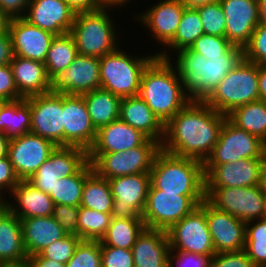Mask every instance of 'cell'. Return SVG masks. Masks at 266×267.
<instances>
[{
    "label": "cell",
    "mask_w": 266,
    "mask_h": 267,
    "mask_svg": "<svg viewBox=\"0 0 266 267\" xmlns=\"http://www.w3.org/2000/svg\"><path fill=\"white\" fill-rule=\"evenodd\" d=\"M171 251L212 258L216 252L206 221V199L167 231Z\"/></svg>",
    "instance_id": "30bf717a"
},
{
    "label": "cell",
    "mask_w": 266,
    "mask_h": 267,
    "mask_svg": "<svg viewBox=\"0 0 266 267\" xmlns=\"http://www.w3.org/2000/svg\"><path fill=\"white\" fill-rule=\"evenodd\" d=\"M116 7L104 5L95 11L75 14L70 34L74 38L79 55L100 58L122 45H119L116 23L110 15L111 9L115 10Z\"/></svg>",
    "instance_id": "5b68a950"
},
{
    "label": "cell",
    "mask_w": 266,
    "mask_h": 267,
    "mask_svg": "<svg viewBox=\"0 0 266 267\" xmlns=\"http://www.w3.org/2000/svg\"><path fill=\"white\" fill-rule=\"evenodd\" d=\"M186 7L179 0H161L137 15L135 21L143 23L154 41L165 47L177 32L181 16Z\"/></svg>",
    "instance_id": "7402d4cb"
},
{
    "label": "cell",
    "mask_w": 266,
    "mask_h": 267,
    "mask_svg": "<svg viewBox=\"0 0 266 267\" xmlns=\"http://www.w3.org/2000/svg\"><path fill=\"white\" fill-rule=\"evenodd\" d=\"M204 200L205 195L164 193L150 184L146 206L141 217L146 228L167 231Z\"/></svg>",
    "instance_id": "9c48e42d"
},
{
    "label": "cell",
    "mask_w": 266,
    "mask_h": 267,
    "mask_svg": "<svg viewBox=\"0 0 266 267\" xmlns=\"http://www.w3.org/2000/svg\"><path fill=\"white\" fill-rule=\"evenodd\" d=\"M10 137L5 133L0 132V158L8 156V146Z\"/></svg>",
    "instance_id": "94428289"
},
{
    "label": "cell",
    "mask_w": 266,
    "mask_h": 267,
    "mask_svg": "<svg viewBox=\"0 0 266 267\" xmlns=\"http://www.w3.org/2000/svg\"><path fill=\"white\" fill-rule=\"evenodd\" d=\"M186 8H198L219 0H179Z\"/></svg>",
    "instance_id": "91938a15"
},
{
    "label": "cell",
    "mask_w": 266,
    "mask_h": 267,
    "mask_svg": "<svg viewBox=\"0 0 266 267\" xmlns=\"http://www.w3.org/2000/svg\"><path fill=\"white\" fill-rule=\"evenodd\" d=\"M266 158H242L215 167H204L205 188L252 187L260 185Z\"/></svg>",
    "instance_id": "e0dca14e"
},
{
    "label": "cell",
    "mask_w": 266,
    "mask_h": 267,
    "mask_svg": "<svg viewBox=\"0 0 266 267\" xmlns=\"http://www.w3.org/2000/svg\"><path fill=\"white\" fill-rule=\"evenodd\" d=\"M87 161L88 153L85 149L57 146L28 181L44 193L50 194L59 178L75 174Z\"/></svg>",
    "instance_id": "9a60e30c"
},
{
    "label": "cell",
    "mask_w": 266,
    "mask_h": 267,
    "mask_svg": "<svg viewBox=\"0 0 266 267\" xmlns=\"http://www.w3.org/2000/svg\"><path fill=\"white\" fill-rule=\"evenodd\" d=\"M64 146H77L87 152L95 142L93 126L83 96L63 94Z\"/></svg>",
    "instance_id": "d6986e66"
},
{
    "label": "cell",
    "mask_w": 266,
    "mask_h": 267,
    "mask_svg": "<svg viewBox=\"0 0 266 267\" xmlns=\"http://www.w3.org/2000/svg\"><path fill=\"white\" fill-rule=\"evenodd\" d=\"M31 111L25 98L6 101L0 109V132L10 138L30 132Z\"/></svg>",
    "instance_id": "e575fe53"
},
{
    "label": "cell",
    "mask_w": 266,
    "mask_h": 267,
    "mask_svg": "<svg viewBox=\"0 0 266 267\" xmlns=\"http://www.w3.org/2000/svg\"><path fill=\"white\" fill-rule=\"evenodd\" d=\"M7 267H32L29 262H25L22 264H13V265H7Z\"/></svg>",
    "instance_id": "003e7915"
},
{
    "label": "cell",
    "mask_w": 266,
    "mask_h": 267,
    "mask_svg": "<svg viewBox=\"0 0 266 267\" xmlns=\"http://www.w3.org/2000/svg\"><path fill=\"white\" fill-rule=\"evenodd\" d=\"M19 182L20 179L16 175L9 157L0 158V195L6 198L3 194L6 192L10 194Z\"/></svg>",
    "instance_id": "f5cc1de1"
},
{
    "label": "cell",
    "mask_w": 266,
    "mask_h": 267,
    "mask_svg": "<svg viewBox=\"0 0 266 267\" xmlns=\"http://www.w3.org/2000/svg\"><path fill=\"white\" fill-rule=\"evenodd\" d=\"M242 158H266V144L226 118L218 141L203 163V167H215L226 162L234 163Z\"/></svg>",
    "instance_id": "8fae6325"
},
{
    "label": "cell",
    "mask_w": 266,
    "mask_h": 267,
    "mask_svg": "<svg viewBox=\"0 0 266 267\" xmlns=\"http://www.w3.org/2000/svg\"><path fill=\"white\" fill-rule=\"evenodd\" d=\"M258 71V64L243 58L203 101L227 116L237 107L259 100Z\"/></svg>",
    "instance_id": "8992f818"
},
{
    "label": "cell",
    "mask_w": 266,
    "mask_h": 267,
    "mask_svg": "<svg viewBox=\"0 0 266 267\" xmlns=\"http://www.w3.org/2000/svg\"><path fill=\"white\" fill-rule=\"evenodd\" d=\"M233 46L226 37L203 34L190 48L210 60L226 54Z\"/></svg>",
    "instance_id": "f6af8a7d"
},
{
    "label": "cell",
    "mask_w": 266,
    "mask_h": 267,
    "mask_svg": "<svg viewBox=\"0 0 266 267\" xmlns=\"http://www.w3.org/2000/svg\"><path fill=\"white\" fill-rule=\"evenodd\" d=\"M67 3L76 13L95 11L104 6L101 0H63Z\"/></svg>",
    "instance_id": "9f6ffc18"
},
{
    "label": "cell",
    "mask_w": 266,
    "mask_h": 267,
    "mask_svg": "<svg viewBox=\"0 0 266 267\" xmlns=\"http://www.w3.org/2000/svg\"><path fill=\"white\" fill-rule=\"evenodd\" d=\"M175 54L174 66L185 94L191 100L203 101L244 58V48L234 45L226 54L210 60L191 48Z\"/></svg>",
    "instance_id": "7a4b0ae2"
},
{
    "label": "cell",
    "mask_w": 266,
    "mask_h": 267,
    "mask_svg": "<svg viewBox=\"0 0 266 267\" xmlns=\"http://www.w3.org/2000/svg\"><path fill=\"white\" fill-rule=\"evenodd\" d=\"M260 187L264 194H266V162L263 165L261 172Z\"/></svg>",
    "instance_id": "03108f58"
},
{
    "label": "cell",
    "mask_w": 266,
    "mask_h": 267,
    "mask_svg": "<svg viewBox=\"0 0 266 267\" xmlns=\"http://www.w3.org/2000/svg\"><path fill=\"white\" fill-rule=\"evenodd\" d=\"M56 147L50 140L31 132L10 138L8 157L20 181L28 180Z\"/></svg>",
    "instance_id": "2e32d148"
},
{
    "label": "cell",
    "mask_w": 266,
    "mask_h": 267,
    "mask_svg": "<svg viewBox=\"0 0 266 267\" xmlns=\"http://www.w3.org/2000/svg\"><path fill=\"white\" fill-rule=\"evenodd\" d=\"M111 218V213H102L79 206L78 237L82 240H101L109 227Z\"/></svg>",
    "instance_id": "ab89813d"
},
{
    "label": "cell",
    "mask_w": 266,
    "mask_h": 267,
    "mask_svg": "<svg viewBox=\"0 0 266 267\" xmlns=\"http://www.w3.org/2000/svg\"><path fill=\"white\" fill-rule=\"evenodd\" d=\"M161 150V144L153 139H147L141 146L124 152L88 153L93 171L104 179L150 173L156 154Z\"/></svg>",
    "instance_id": "ba28073f"
},
{
    "label": "cell",
    "mask_w": 266,
    "mask_h": 267,
    "mask_svg": "<svg viewBox=\"0 0 266 267\" xmlns=\"http://www.w3.org/2000/svg\"><path fill=\"white\" fill-rule=\"evenodd\" d=\"M0 97L6 101L23 98L17 90L10 64L0 66Z\"/></svg>",
    "instance_id": "816d5d0a"
},
{
    "label": "cell",
    "mask_w": 266,
    "mask_h": 267,
    "mask_svg": "<svg viewBox=\"0 0 266 267\" xmlns=\"http://www.w3.org/2000/svg\"><path fill=\"white\" fill-rule=\"evenodd\" d=\"M79 207L54 205L52 217L61 225L67 234L78 236Z\"/></svg>",
    "instance_id": "c3c4849f"
},
{
    "label": "cell",
    "mask_w": 266,
    "mask_h": 267,
    "mask_svg": "<svg viewBox=\"0 0 266 267\" xmlns=\"http://www.w3.org/2000/svg\"><path fill=\"white\" fill-rule=\"evenodd\" d=\"M203 34L204 30L198 10L195 8H185L174 38L163 48V50L160 49L156 53V56L163 59H171L170 56L172 55V51L175 54L182 49L190 48ZM165 48L167 49L164 51ZM169 49H172L171 52Z\"/></svg>",
    "instance_id": "d6a6232c"
},
{
    "label": "cell",
    "mask_w": 266,
    "mask_h": 267,
    "mask_svg": "<svg viewBox=\"0 0 266 267\" xmlns=\"http://www.w3.org/2000/svg\"><path fill=\"white\" fill-rule=\"evenodd\" d=\"M77 55V47L70 33L56 35L44 62L48 78L53 81L68 68Z\"/></svg>",
    "instance_id": "8d00e7d4"
},
{
    "label": "cell",
    "mask_w": 266,
    "mask_h": 267,
    "mask_svg": "<svg viewBox=\"0 0 266 267\" xmlns=\"http://www.w3.org/2000/svg\"><path fill=\"white\" fill-rule=\"evenodd\" d=\"M28 262L21 220L6 206L0 210V266Z\"/></svg>",
    "instance_id": "f1b7e54d"
},
{
    "label": "cell",
    "mask_w": 266,
    "mask_h": 267,
    "mask_svg": "<svg viewBox=\"0 0 266 267\" xmlns=\"http://www.w3.org/2000/svg\"><path fill=\"white\" fill-rule=\"evenodd\" d=\"M30 0H0V9L11 19L24 17Z\"/></svg>",
    "instance_id": "db71d44e"
},
{
    "label": "cell",
    "mask_w": 266,
    "mask_h": 267,
    "mask_svg": "<svg viewBox=\"0 0 266 267\" xmlns=\"http://www.w3.org/2000/svg\"><path fill=\"white\" fill-rule=\"evenodd\" d=\"M82 96L96 130L119 119L123 98L101 88Z\"/></svg>",
    "instance_id": "1f68e13d"
},
{
    "label": "cell",
    "mask_w": 266,
    "mask_h": 267,
    "mask_svg": "<svg viewBox=\"0 0 266 267\" xmlns=\"http://www.w3.org/2000/svg\"><path fill=\"white\" fill-rule=\"evenodd\" d=\"M258 18L259 24H266V0L258 2Z\"/></svg>",
    "instance_id": "be15d7a7"
},
{
    "label": "cell",
    "mask_w": 266,
    "mask_h": 267,
    "mask_svg": "<svg viewBox=\"0 0 266 267\" xmlns=\"http://www.w3.org/2000/svg\"><path fill=\"white\" fill-rule=\"evenodd\" d=\"M5 206V198L0 195V210Z\"/></svg>",
    "instance_id": "89a4df30"
},
{
    "label": "cell",
    "mask_w": 266,
    "mask_h": 267,
    "mask_svg": "<svg viewBox=\"0 0 266 267\" xmlns=\"http://www.w3.org/2000/svg\"><path fill=\"white\" fill-rule=\"evenodd\" d=\"M14 55L45 62L50 44L56 36L30 24L23 17L12 18L9 25Z\"/></svg>",
    "instance_id": "603a6c76"
},
{
    "label": "cell",
    "mask_w": 266,
    "mask_h": 267,
    "mask_svg": "<svg viewBox=\"0 0 266 267\" xmlns=\"http://www.w3.org/2000/svg\"><path fill=\"white\" fill-rule=\"evenodd\" d=\"M76 12L63 0H30L23 17L54 35L70 33Z\"/></svg>",
    "instance_id": "cb8c5ba5"
},
{
    "label": "cell",
    "mask_w": 266,
    "mask_h": 267,
    "mask_svg": "<svg viewBox=\"0 0 266 267\" xmlns=\"http://www.w3.org/2000/svg\"><path fill=\"white\" fill-rule=\"evenodd\" d=\"M66 267H102L100 240H81Z\"/></svg>",
    "instance_id": "b9f144b4"
},
{
    "label": "cell",
    "mask_w": 266,
    "mask_h": 267,
    "mask_svg": "<svg viewBox=\"0 0 266 267\" xmlns=\"http://www.w3.org/2000/svg\"><path fill=\"white\" fill-rule=\"evenodd\" d=\"M225 16V37L244 48L259 25L258 3L252 0H219Z\"/></svg>",
    "instance_id": "44dd1931"
},
{
    "label": "cell",
    "mask_w": 266,
    "mask_h": 267,
    "mask_svg": "<svg viewBox=\"0 0 266 267\" xmlns=\"http://www.w3.org/2000/svg\"><path fill=\"white\" fill-rule=\"evenodd\" d=\"M108 181L113 196L111 216L124 219L142 218L150 187V174L125 175Z\"/></svg>",
    "instance_id": "5bb4252c"
},
{
    "label": "cell",
    "mask_w": 266,
    "mask_h": 267,
    "mask_svg": "<svg viewBox=\"0 0 266 267\" xmlns=\"http://www.w3.org/2000/svg\"><path fill=\"white\" fill-rule=\"evenodd\" d=\"M120 47L99 58L100 88L121 98L139 95L142 72L156 52L131 56Z\"/></svg>",
    "instance_id": "52a82bcc"
},
{
    "label": "cell",
    "mask_w": 266,
    "mask_h": 267,
    "mask_svg": "<svg viewBox=\"0 0 266 267\" xmlns=\"http://www.w3.org/2000/svg\"><path fill=\"white\" fill-rule=\"evenodd\" d=\"M8 196L14 199L13 202H10L9 197L5 199V206L20 220L53 214L55 204L49 194L39 190L28 180H21Z\"/></svg>",
    "instance_id": "d4e9b609"
},
{
    "label": "cell",
    "mask_w": 266,
    "mask_h": 267,
    "mask_svg": "<svg viewBox=\"0 0 266 267\" xmlns=\"http://www.w3.org/2000/svg\"><path fill=\"white\" fill-rule=\"evenodd\" d=\"M18 93L23 97L52 91L45 64L40 61L14 56L10 63Z\"/></svg>",
    "instance_id": "83f0119b"
},
{
    "label": "cell",
    "mask_w": 266,
    "mask_h": 267,
    "mask_svg": "<svg viewBox=\"0 0 266 267\" xmlns=\"http://www.w3.org/2000/svg\"><path fill=\"white\" fill-rule=\"evenodd\" d=\"M28 262L32 267H66V264L43 258L39 253L28 257Z\"/></svg>",
    "instance_id": "6f0895ef"
},
{
    "label": "cell",
    "mask_w": 266,
    "mask_h": 267,
    "mask_svg": "<svg viewBox=\"0 0 266 267\" xmlns=\"http://www.w3.org/2000/svg\"><path fill=\"white\" fill-rule=\"evenodd\" d=\"M11 18L0 9V35L9 32Z\"/></svg>",
    "instance_id": "6125c7cd"
},
{
    "label": "cell",
    "mask_w": 266,
    "mask_h": 267,
    "mask_svg": "<svg viewBox=\"0 0 266 267\" xmlns=\"http://www.w3.org/2000/svg\"><path fill=\"white\" fill-rule=\"evenodd\" d=\"M148 137L120 118L97 130L96 139L87 153L124 152L141 146Z\"/></svg>",
    "instance_id": "484cf974"
},
{
    "label": "cell",
    "mask_w": 266,
    "mask_h": 267,
    "mask_svg": "<svg viewBox=\"0 0 266 267\" xmlns=\"http://www.w3.org/2000/svg\"><path fill=\"white\" fill-rule=\"evenodd\" d=\"M263 219H266V194H264V204H263Z\"/></svg>",
    "instance_id": "a7ac6f4b"
},
{
    "label": "cell",
    "mask_w": 266,
    "mask_h": 267,
    "mask_svg": "<svg viewBox=\"0 0 266 267\" xmlns=\"http://www.w3.org/2000/svg\"><path fill=\"white\" fill-rule=\"evenodd\" d=\"M23 244L28 257L60 240L67 233L52 216L21 219Z\"/></svg>",
    "instance_id": "4dcf8cb0"
},
{
    "label": "cell",
    "mask_w": 266,
    "mask_h": 267,
    "mask_svg": "<svg viewBox=\"0 0 266 267\" xmlns=\"http://www.w3.org/2000/svg\"><path fill=\"white\" fill-rule=\"evenodd\" d=\"M150 184L164 193L205 195L203 162L166 153L156 154L150 170Z\"/></svg>",
    "instance_id": "277c9868"
},
{
    "label": "cell",
    "mask_w": 266,
    "mask_h": 267,
    "mask_svg": "<svg viewBox=\"0 0 266 267\" xmlns=\"http://www.w3.org/2000/svg\"><path fill=\"white\" fill-rule=\"evenodd\" d=\"M174 59L155 56L140 79L139 96L164 125L191 101L183 90Z\"/></svg>",
    "instance_id": "3957f363"
},
{
    "label": "cell",
    "mask_w": 266,
    "mask_h": 267,
    "mask_svg": "<svg viewBox=\"0 0 266 267\" xmlns=\"http://www.w3.org/2000/svg\"><path fill=\"white\" fill-rule=\"evenodd\" d=\"M237 127L257 136L266 144V102L257 100L237 107L227 115Z\"/></svg>",
    "instance_id": "d590c367"
},
{
    "label": "cell",
    "mask_w": 266,
    "mask_h": 267,
    "mask_svg": "<svg viewBox=\"0 0 266 267\" xmlns=\"http://www.w3.org/2000/svg\"><path fill=\"white\" fill-rule=\"evenodd\" d=\"M112 205L113 196L109 181L93 172L85 180L80 206L111 213Z\"/></svg>",
    "instance_id": "f35d334b"
},
{
    "label": "cell",
    "mask_w": 266,
    "mask_h": 267,
    "mask_svg": "<svg viewBox=\"0 0 266 267\" xmlns=\"http://www.w3.org/2000/svg\"><path fill=\"white\" fill-rule=\"evenodd\" d=\"M99 57L77 55L68 68L52 81V92L82 96L99 89Z\"/></svg>",
    "instance_id": "ac0fdd59"
},
{
    "label": "cell",
    "mask_w": 266,
    "mask_h": 267,
    "mask_svg": "<svg viewBox=\"0 0 266 267\" xmlns=\"http://www.w3.org/2000/svg\"><path fill=\"white\" fill-rule=\"evenodd\" d=\"M206 221L216 253L244 250L246 223L215 208L207 200Z\"/></svg>",
    "instance_id": "ffe728a7"
},
{
    "label": "cell",
    "mask_w": 266,
    "mask_h": 267,
    "mask_svg": "<svg viewBox=\"0 0 266 267\" xmlns=\"http://www.w3.org/2000/svg\"><path fill=\"white\" fill-rule=\"evenodd\" d=\"M226 118L204 101L191 100L164 125L161 149L204 163L218 141Z\"/></svg>",
    "instance_id": "6da1fadb"
},
{
    "label": "cell",
    "mask_w": 266,
    "mask_h": 267,
    "mask_svg": "<svg viewBox=\"0 0 266 267\" xmlns=\"http://www.w3.org/2000/svg\"><path fill=\"white\" fill-rule=\"evenodd\" d=\"M205 199L244 223L261 219L263 215L264 193L260 185L205 188Z\"/></svg>",
    "instance_id": "7c38bea8"
},
{
    "label": "cell",
    "mask_w": 266,
    "mask_h": 267,
    "mask_svg": "<svg viewBox=\"0 0 266 267\" xmlns=\"http://www.w3.org/2000/svg\"><path fill=\"white\" fill-rule=\"evenodd\" d=\"M5 102L6 100L0 97V109L4 105Z\"/></svg>",
    "instance_id": "2644e50d"
},
{
    "label": "cell",
    "mask_w": 266,
    "mask_h": 267,
    "mask_svg": "<svg viewBox=\"0 0 266 267\" xmlns=\"http://www.w3.org/2000/svg\"><path fill=\"white\" fill-rule=\"evenodd\" d=\"M259 100L266 102V65H259L258 71Z\"/></svg>",
    "instance_id": "680465c9"
},
{
    "label": "cell",
    "mask_w": 266,
    "mask_h": 267,
    "mask_svg": "<svg viewBox=\"0 0 266 267\" xmlns=\"http://www.w3.org/2000/svg\"><path fill=\"white\" fill-rule=\"evenodd\" d=\"M81 240L76 235L67 234L60 240L43 248L39 254L43 258L66 264L74 255L75 249Z\"/></svg>",
    "instance_id": "ee69618b"
},
{
    "label": "cell",
    "mask_w": 266,
    "mask_h": 267,
    "mask_svg": "<svg viewBox=\"0 0 266 267\" xmlns=\"http://www.w3.org/2000/svg\"><path fill=\"white\" fill-rule=\"evenodd\" d=\"M144 228L145 224L142 218L112 217L105 235L100 240V245L131 249Z\"/></svg>",
    "instance_id": "74e56055"
},
{
    "label": "cell",
    "mask_w": 266,
    "mask_h": 267,
    "mask_svg": "<svg viewBox=\"0 0 266 267\" xmlns=\"http://www.w3.org/2000/svg\"><path fill=\"white\" fill-rule=\"evenodd\" d=\"M104 5L117 6V8H123L125 5L129 4L131 0H101Z\"/></svg>",
    "instance_id": "e7e4bbea"
},
{
    "label": "cell",
    "mask_w": 266,
    "mask_h": 267,
    "mask_svg": "<svg viewBox=\"0 0 266 267\" xmlns=\"http://www.w3.org/2000/svg\"><path fill=\"white\" fill-rule=\"evenodd\" d=\"M196 9L201 17L204 34L225 37V16L219 1Z\"/></svg>",
    "instance_id": "7bdbcfd3"
},
{
    "label": "cell",
    "mask_w": 266,
    "mask_h": 267,
    "mask_svg": "<svg viewBox=\"0 0 266 267\" xmlns=\"http://www.w3.org/2000/svg\"><path fill=\"white\" fill-rule=\"evenodd\" d=\"M93 172L92 164L88 160L75 174L59 178L53 191L49 194L54 204L79 207L85 180Z\"/></svg>",
    "instance_id": "836d02e7"
},
{
    "label": "cell",
    "mask_w": 266,
    "mask_h": 267,
    "mask_svg": "<svg viewBox=\"0 0 266 267\" xmlns=\"http://www.w3.org/2000/svg\"><path fill=\"white\" fill-rule=\"evenodd\" d=\"M102 267H134L131 249L101 245Z\"/></svg>",
    "instance_id": "7dc6e473"
},
{
    "label": "cell",
    "mask_w": 266,
    "mask_h": 267,
    "mask_svg": "<svg viewBox=\"0 0 266 267\" xmlns=\"http://www.w3.org/2000/svg\"><path fill=\"white\" fill-rule=\"evenodd\" d=\"M210 260V257L203 255L181 251H171L169 257V267H210Z\"/></svg>",
    "instance_id": "f907efd6"
},
{
    "label": "cell",
    "mask_w": 266,
    "mask_h": 267,
    "mask_svg": "<svg viewBox=\"0 0 266 267\" xmlns=\"http://www.w3.org/2000/svg\"><path fill=\"white\" fill-rule=\"evenodd\" d=\"M131 251L134 267H169L171 249L165 230L145 227Z\"/></svg>",
    "instance_id": "4316f807"
},
{
    "label": "cell",
    "mask_w": 266,
    "mask_h": 267,
    "mask_svg": "<svg viewBox=\"0 0 266 267\" xmlns=\"http://www.w3.org/2000/svg\"><path fill=\"white\" fill-rule=\"evenodd\" d=\"M30 105V132L64 146L63 94L49 92L25 98Z\"/></svg>",
    "instance_id": "4fadbf2b"
},
{
    "label": "cell",
    "mask_w": 266,
    "mask_h": 267,
    "mask_svg": "<svg viewBox=\"0 0 266 267\" xmlns=\"http://www.w3.org/2000/svg\"><path fill=\"white\" fill-rule=\"evenodd\" d=\"M119 118L160 144L164 138V124L139 96L122 99Z\"/></svg>",
    "instance_id": "f546056e"
},
{
    "label": "cell",
    "mask_w": 266,
    "mask_h": 267,
    "mask_svg": "<svg viewBox=\"0 0 266 267\" xmlns=\"http://www.w3.org/2000/svg\"><path fill=\"white\" fill-rule=\"evenodd\" d=\"M244 251L257 267H266V219L246 223Z\"/></svg>",
    "instance_id": "60d3db41"
},
{
    "label": "cell",
    "mask_w": 266,
    "mask_h": 267,
    "mask_svg": "<svg viewBox=\"0 0 266 267\" xmlns=\"http://www.w3.org/2000/svg\"><path fill=\"white\" fill-rule=\"evenodd\" d=\"M14 50L9 32L0 35V66L8 65L14 58Z\"/></svg>",
    "instance_id": "11a10c76"
},
{
    "label": "cell",
    "mask_w": 266,
    "mask_h": 267,
    "mask_svg": "<svg viewBox=\"0 0 266 267\" xmlns=\"http://www.w3.org/2000/svg\"><path fill=\"white\" fill-rule=\"evenodd\" d=\"M210 267H257L246 252L216 253L210 260Z\"/></svg>",
    "instance_id": "681fc988"
},
{
    "label": "cell",
    "mask_w": 266,
    "mask_h": 267,
    "mask_svg": "<svg viewBox=\"0 0 266 267\" xmlns=\"http://www.w3.org/2000/svg\"><path fill=\"white\" fill-rule=\"evenodd\" d=\"M244 58L258 65H266V24H259L244 47Z\"/></svg>",
    "instance_id": "bcb514c9"
}]
</instances>
